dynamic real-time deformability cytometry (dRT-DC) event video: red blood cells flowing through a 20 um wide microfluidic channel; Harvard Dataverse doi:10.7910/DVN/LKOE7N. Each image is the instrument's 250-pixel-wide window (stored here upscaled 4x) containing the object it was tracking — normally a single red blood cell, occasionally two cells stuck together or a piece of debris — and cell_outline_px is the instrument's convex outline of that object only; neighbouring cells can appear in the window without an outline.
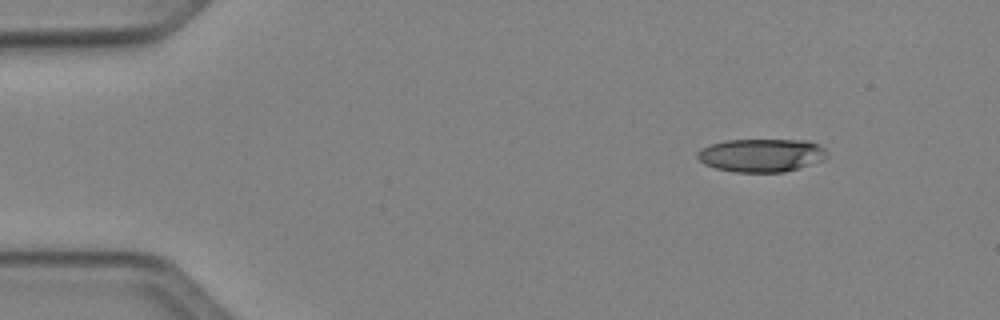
{"species": "Egyptian fruit bat (a non-hibernating species)", "species_latin": "Rousettus aegyptiacus", "temperature_condition": "cold", "stored_images_in_passage": 5, "camera_frame_rate_fps": 3000, "um_per_image_px": 0.085, "animal": {"sex": "female"}, "frame": {"image": 1, "passage_image": 1, "time_ms": 0.0, "image_size_px": [1000, 320], "cell_outline_px": [[828, 156], [824, 160], [800, 168], [784, 172], [736, 172], [716, 168], [704, 164], [696, 156], [696, 152], [700, 148], [708, 144], [724, 140], [808, 140], [820, 144], [828, 152]], "centroid_in_image_um": [64.73, 13.19], "position_along_channel_um": 20.3, "area_um2": 25.49}}
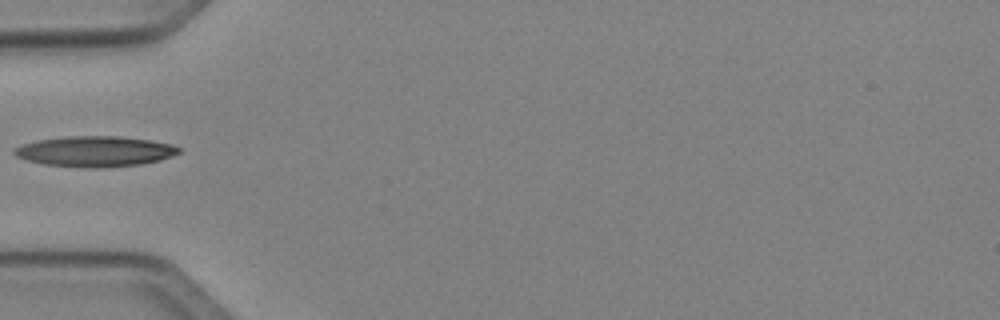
{"frame": {"image": 2, "passage_image": 4, "time_ms": 3.667, "image_size_px": [1000, 320], "cell_outline_px": [[180, 152], [172, 156], [160, 160], [140, 164], [108, 168], [80, 168], [44, 164], [28, 160], [16, 156], [12, 152], [12, 148], [20, 144], [36, 140], [68, 136], [120, 136], [148, 140], [172, 144], [180, 148]], "centroid_in_image_um": [8.04, 12.87], "position_along_channel_um": 77.0, "area_um2": 29.59}}
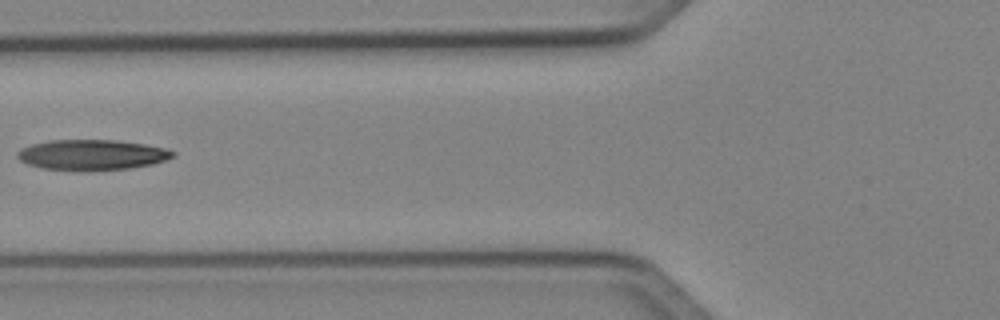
{"frame": {"image": 3, "passage_image": 5, "time_ms": 4.667, "image_size_px": [1000, 320], "cell_outline_px": [[176, 156], [152, 164], [128, 168], [92, 172], [80, 172], [40, 168], [28, 164], [20, 160], [16, 156], [16, 152], [20, 148], [32, 144], [48, 140], [116, 140], [144, 144], [168, 148], [176, 152]], "centroid_in_image_um": [7.79, 13.18], "position_along_channel_um": 118.0, "area_um2": 28.21}}